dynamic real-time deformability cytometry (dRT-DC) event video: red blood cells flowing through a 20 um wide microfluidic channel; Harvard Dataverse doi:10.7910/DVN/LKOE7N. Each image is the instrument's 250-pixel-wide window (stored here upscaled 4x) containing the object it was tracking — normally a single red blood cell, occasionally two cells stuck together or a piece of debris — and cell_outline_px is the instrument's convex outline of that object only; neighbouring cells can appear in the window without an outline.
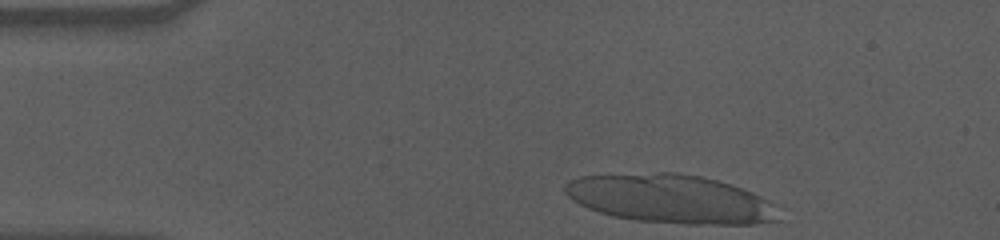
{"species": "human", "species_latin": "Homo sapiens", "temperature_condition": "cold", "stored_images_in_passage": 15, "camera_frame_rate_fps": 3000, "um_per_image_px": 0.085, "donor": {"sex": "male"}, "frame": {"image": 1, "passage_image": 1, "time_ms": 0.0, "image_size_px": [1000, 240], "cell_outline_px": [[780, 220], [756, 224], [688, 224], [636, 220], [612, 216], [588, 208], [572, 200], [564, 192], [564, 184], [568, 180], [580, 176], [656, 172], [680, 172], [700, 176], [716, 180], [752, 192], [776, 204]], "centroid_in_image_um": [57.0, 16.9], "position_along_channel_um": 28.0, "area_um2": 60.81}}